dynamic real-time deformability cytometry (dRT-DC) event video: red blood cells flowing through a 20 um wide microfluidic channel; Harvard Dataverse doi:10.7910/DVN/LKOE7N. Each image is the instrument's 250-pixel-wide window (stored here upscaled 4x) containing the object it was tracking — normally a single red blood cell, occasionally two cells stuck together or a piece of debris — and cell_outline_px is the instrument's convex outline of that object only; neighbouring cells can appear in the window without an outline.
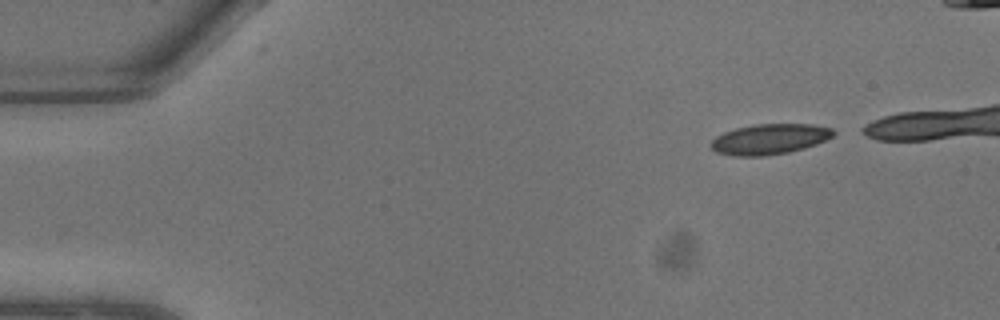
{"species": "common noctule bat (a hibernating species)", "species_latin": "Nyctalus noctula", "temperature_condition": "warm", "stored_images_in_passage": 8, "camera_frame_rate_fps": 3000, "um_per_image_px": 0.085, "animal": {"sex": "male", "body_mass_g": 13.3}, "frame": {"image": 1, "passage_image": 1, "time_ms": 0.0, "image_size_px": [1000, 320], "cell_outline_px": [[836, 132], [832, 136], [816, 144], [804, 148], [788, 152], [764, 156], [732, 156], [716, 152], [708, 144], [716, 136], [724, 132], [736, 128], [756, 124], [812, 124], [832, 128]], "centroid_in_image_um": [65.39, 11.83], "position_along_channel_um": 19.6, "area_um2": 21.73}}
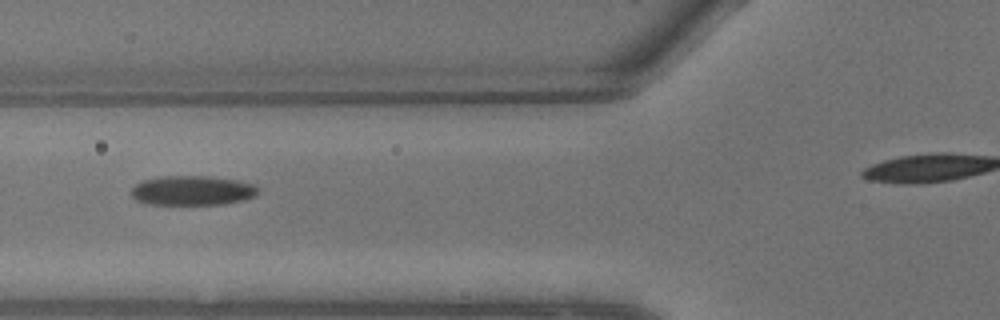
{"frame": {"image": 2, "passage_image": 7, "time_ms": 2.0, "image_size_px": [1000, 320], "cell_outline_px": [[256, 196], [244, 200], [224, 204], [144, 204], [136, 200], [132, 196], [132, 188], [136, 184], [144, 180], [160, 176], [208, 176], [240, 180], [256, 184]], "centroid_in_image_um": [16.36, 16.19], "position_along_channel_um": 109.4, "area_um2": 21.96}}